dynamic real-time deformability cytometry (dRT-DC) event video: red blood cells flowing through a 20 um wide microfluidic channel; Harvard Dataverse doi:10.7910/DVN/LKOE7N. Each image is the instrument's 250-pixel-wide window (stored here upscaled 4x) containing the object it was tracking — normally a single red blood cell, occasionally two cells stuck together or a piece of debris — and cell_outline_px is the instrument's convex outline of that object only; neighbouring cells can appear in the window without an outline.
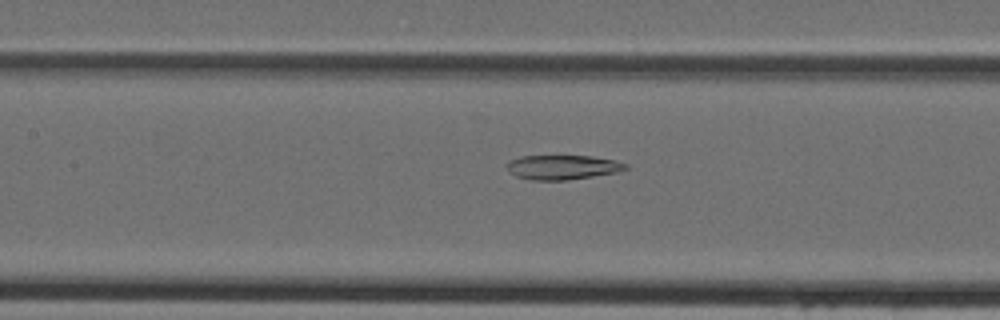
{"species": "Egyptian fruit bat (a non-hibernating species)", "species_latin": "Rousettus aegyptiacus", "temperature_condition": "cold", "stored_images_in_passage": 42, "camera_frame_rate_fps": 3000, "um_per_image_px": 0.085, "animal": {"sex": "female"}, "frame": {"image": 1, "passage_image": 18, "time_ms": 5.667, "image_size_px": [1000, 320], "cell_outline_px": [[628, 168], [620, 172], [568, 180], [532, 180], [516, 176], [508, 168], [508, 160], [520, 156], [592, 156], [616, 160], [628, 164]], "centroid_in_image_um": [47.88, 14.21], "position_along_channel_um": 159.5, "area_um2": 16.99}}
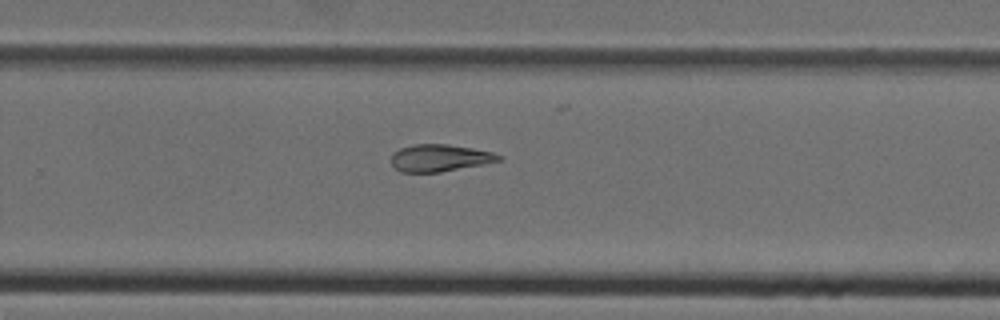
{"frame": {"image": 2, "passage_image": 27, "time_ms": 8.667, "image_size_px": [1000, 320], "cell_outline_px": [[500, 160], [484, 164], [440, 172], [400, 172], [392, 164], [392, 152], [400, 148], [412, 144], [448, 144], [472, 148], [492, 152], [500, 156]], "centroid_in_image_um": [37.33, 13.42], "position_along_channel_um": 292.5, "area_um2": 16.88}}
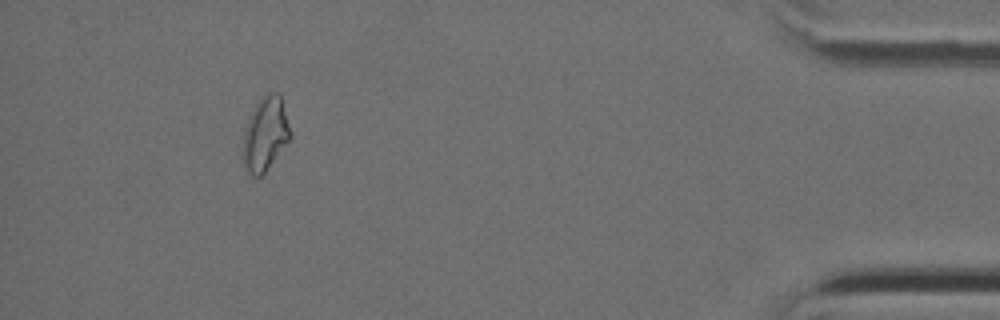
{"frame": {"image": 3, "passage_image": 39, "time_ms": 12.667, "image_size_px": [1000, 320], "cell_outline_px": [[292, 136], [264, 172], [260, 176], [252, 180], [244, 168], [244, 128], [252, 108], [268, 92], [280, 92], [292, 132]], "centroid_in_image_um": [22.56, 11.38], "position_along_channel_um": 412.6, "area_um2": 20.46}}